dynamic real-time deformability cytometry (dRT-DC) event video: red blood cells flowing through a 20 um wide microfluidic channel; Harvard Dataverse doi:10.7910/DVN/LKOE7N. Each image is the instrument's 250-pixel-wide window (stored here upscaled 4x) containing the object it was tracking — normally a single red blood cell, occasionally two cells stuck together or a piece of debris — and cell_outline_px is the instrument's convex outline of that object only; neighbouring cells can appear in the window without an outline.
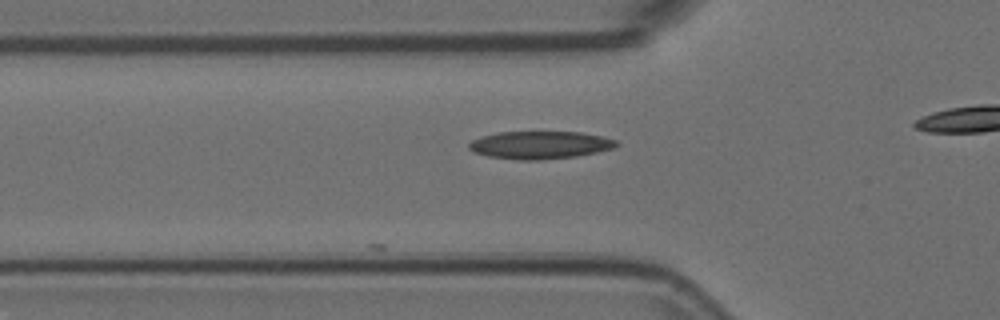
{"species": "Egyptian fruit bat (a non-hibernating species)", "species_latin": "Rousettus aegyptiacus", "temperature_condition": "room temperature", "stored_images_in_passage": 8, "camera_frame_rate_fps": 3000, "um_per_image_px": 0.085, "animal": {"sex": "female"}, "frame": {"image": 1, "passage_image": 2, "time_ms": 0.333, "image_size_px": [1000, 320], "cell_outline_px": [[620, 144], [616, 148], [576, 156], [540, 160], [520, 160], [488, 156], [476, 152], [468, 148], [468, 144], [472, 140], [480, 136], [496, 132], [580, 132], [600, 136], [616, 140]], "centroid_in_image_um": [45.9, 12.32], "position_along_channel_um": 79.9, "area_um2": 23.81}}